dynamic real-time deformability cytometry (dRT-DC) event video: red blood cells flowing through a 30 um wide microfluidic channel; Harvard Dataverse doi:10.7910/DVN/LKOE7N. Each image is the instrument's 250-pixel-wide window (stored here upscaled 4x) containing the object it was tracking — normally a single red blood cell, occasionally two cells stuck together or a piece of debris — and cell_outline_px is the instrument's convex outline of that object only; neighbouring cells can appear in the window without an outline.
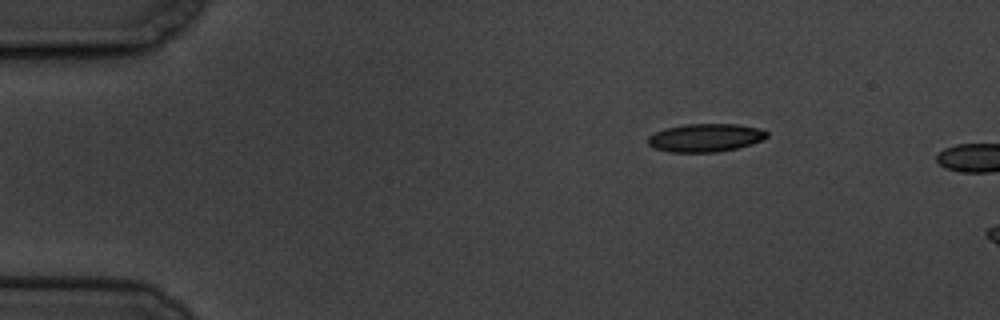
{"species": "common noctule bat (a hibernating species)", "species_latin": "Nyctalus noctula", "temperature_condition": "cold", "stored_images_in_passage": 2, "camera_frame_rate_fps": 3000, "um_per_image_px": 0.085, "animal": {"sex": "male", "body_mass_g": 19.5, "forearm_length_mm": 54.6}, "frame": {"image": 1, "passage_image": 1, "time_ms": 0.0, "image_size_px": [1000, 320], "cell_outline_px": [[768, 136], [764, 140], [752, 144], [720, 152], [668, 152], [652, 148], [648, 144], [648, 136], [664, 128], [684, 124], [736, 124], [760, 128], [768, 132]], "centroid_in_image_um": [59.96, 11.71], "position_along_channel_um": 25.0, "area_um2": 19.77}}